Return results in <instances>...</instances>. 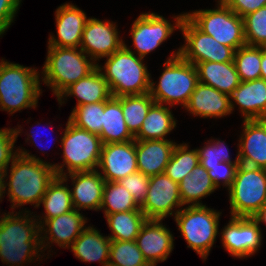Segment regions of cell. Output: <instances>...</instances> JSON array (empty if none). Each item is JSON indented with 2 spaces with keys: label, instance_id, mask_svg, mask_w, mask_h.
Listing matches in <instances>:
<instances>
[{
  "label": "cell",
  "instance_id": "6da1fadb",
  "mask_svg": "<svg viewBox=\"0 0 266 266\" xmlns=\"http://www.w3.org/2000/svg\"><path fill=\"white\" fill-rule=\"evenodd\" d=\"M22 146H17L18 154L4 171V195L10 202V211L26 212L31 211L26 205L30 204L35 210L38 208L57 175L54 161L38 157Z\"/></svg>",
  "mask_w": 266,
  "mask_h": 266
},
{
  "label": "cell",
  "instance_id": "7a4b0ae2",
  "mask_svg": "<svg viewBox=\"0 0 266 266\" xmlns=\"http://www.w3.org/2000/svg\"><path fill=\"white\" fill-rule=\"evenodd\" d=\"M48 259L41 245L40 225L32 211H7L0 227L2 266H36ZM39 261V262H38Z\"/></svg>",
  "mask_w": 266,
  "mask_h": 266
},
{
  "label": "cell",
  "instance_id": "3957f363",
  "mask_svg": "<svg viewBox=\"0 0 266 266\" xmlns=\"http://www.w3.org/2000/svg\"><path fill=\"white\" fill-rule=\"evenodd\" d=\"M40 70L33 66L0 59V111L9 116L36 109L43 91Z\"/></svg>",
  "mask_w": 266,
  "mask_h": 266
},
{
  "label": "cell",
  "instance_id": "277c9868",
  "mask_svg": "<svg viewBox=\"0 0 266 266\" xmlns=\"http://www.w3.org/2000/svg\"><path fill=\"white\" fill-rule=\"evenodd\" d=\"M98 62L97 68L109 85L112 96L121 97L150 92L151 74L148 63L122 46Z\"/></svg>",
  "mask_w": 266,
  "mask_h": 266
},
{
  "label": "cell",
  "instance_id": "5b68a950",
  "mask_svg": "<svg viewBox=\"0 0 266 266\" xmlns=\"http://www.w3.org/2000/svg\"><path fill=\"white\" fill-rule=\"evenodd\" d=\"M175 49L162 63L157 81L151 75L149 93L155 103L184 109L199 83L198 72L194 64L179 56V48Z\"/></svg>",
  "mask_w": 266,
  "mask_h": 266
},
{
  "label": "cell",
  "instance_id": "8992f818",
  "mask_svg": "<svg viewBox=\"0 0 266 266\" xmlns=\"http://www.w3.org/2000/svg\"><path fill=\"white\" fill-rule=\"evenodd\" d=\"M65 124V128L62 123L58 125L57 129L63 131L54 140L60 143L59 151L62 152L57 153L62 154L61 162H53L56 175L61 177L72 172L96 170L103 146L100 136L76 127L68 119Z\"/></svg>",
  "mask_w": 266,
  "mask_h": 266
},
{
  "label": "cell",
  "instance_id": "52a82bcc",
  "mask_svg": "<svg viewBox=\"0 0 266 266\" xmlns=\"http://www.w3.org/2000/svg\"><path fill=\"white\" fill-rule=\"evenodd\" d=\"M47 55L40 68L41 84L56 99L72 84L86 77L97 64L80 48L47 46Z\"/></svg>",
  "mask_w": 266,
  "mask_h": 266
},
{
  "label": "cell",
  "instance_id": "ba28073f",
  "mask_svg": "<svg viewBox=\"0 0 266 266\" xmlns=\"http://www.w3.org/2000/svg\"><path fill=\"white\" fill-rule=\"evenodd\" d=\"M223 211L208 205L184 206L174 217L180 236L202 259L207 261L219 237Z\"/></svg>",
  "mask_w": 266,
  "mask_h": 266
},
{
  "label": "cell",
  "instance_id": "9c48e42d",
  "mask_svg": "<svg viewBox=\"0 0 266 266\" xmlns=\"http://www.w3.org/2000/svg\"><path fill=\"white\" fill-rule=\"evenodd\" d=\"M167 18L157 12H142L133 20L128 36L131 44L123 39V46L138 57L147 59L148 55L155 53L161 45L167 42L175 31H180V25L185 12L176 13ZM172 18V19H171ZM132 46V47H131Z\"/></svg>",
  "mask_w": 266,
  "mask_h": 266
},
{
  "label": "cell",
  "instance_id": "30bf717a",
  "mask_svg": "<svg viewBox=\"0 0 266 266\" xmlns=\"http://www.w3.org/2000/svg\"><path fill=\"white\" fill-rule=\"evenodd\" d=\"M214 8L194 9L185 16L202 32L234 51L246 45L243 18L234 13L222 0H214Z\"/></svg>",
  "mask_w": 266,
  "mask_h": 266
},
{
  "label": "cell",
  "instance_id": "8fae6325",
  "mask_svg": "<svg viewBox=\"0 0 266 266\" xmlns=\"http://www.w3.org/2000/svg\"><path fill=\"white\" fill-rule=\"evenodd\" d=\"M226 193L229 216L252 218L266 204V169L240 163Z\"/></svg>",
  "mask_w": 266,
  "mask_h": 266
},
{
  "label": "cell",
  "instance_id": "7c38bea8",
  "mask_svg": "<svg viewBox=\"0 0 266 266\" xmlns=\"http://www.w3.org/2000/svg\"><path fill=\"white\" fill-rule=\"evenodd\" d=\"M184 43L179 46V56L194 65L199 62H234V50L220 44L212 36L199 30L186 16L180 25Z\"/></svg>",
  "mask_w": 266,
  "mask_h": 266
},
{
  "label": "cell",
  "instance_id": "4fadbf2b",
  "mask_svg": "<svg viewBox=\"0 0 266 266\" xmlns=\"http://www.w3.org/2000/svg\"><path fill=\"white\" fill-rule=\"evenodd\" d=\"M219 229L222 248L234 259H248L259 253L265 236L258 223L251 217H231Z\"/></svg>",
  "mask_w": 266,
  "mask_h": 266
},
{
  "label": "cell",
  "instance_id": "5bb4252c",
  "mask_svg": "<svg viewBox=\"0 0 266 266\" xmlns=\"http://www.w3.org/2000/svg\"><path fill=\"white\" fill-rule=\"evenodd\" d=\"M90 219L83 212L73 209L55 218L47 219L40 226L42 250L49 259L59 249H69L81 232L89 225ZM56 246V247H53ZM53 248V250H52ZM46 251V253H45Z\"/></svg>",
  "mask_w": 266,
  "mask_h": 266
},
{
  "label": "cell",
  "instance_id": "9a60e30c",
  "mask_svg": "<svg viewBox=\"0 0 266 266\" xmlns=\"http://www.w3.org/2000/svg\"><path fill=\"white\" fill-rule=\"evenodd\" d=\"M183 207L178 183L165 173L150 177L148 193L140 207L147 220L173 219Z\"/></svg>",
  "mask_w": 266,
  "mask_h": 266
},
{
  "label": "cell",
  "instance_id": "2e32d148",
  "mask_svg": "<svg viewBox=\"0 0 266 266\" xmlns=\"http://www.w3.org/2000/svg\"><path fill=\"white\" fill-rule=\"evenodd\" d=\"M117 23L110 19L102 20L94 16H90L87 20L82 33L80 49L96 64L123 46L125 35L122 36Z\"/></svg>",
  "mask_w": 266,
  "mask_h": 266
},
{
  "label": "cell",
  "instance_id": "e0dca14e",
  "mask_svg": "<svg viewBox=\"0 0 266 266\" xmlns=\"http://www.w3.org/2000/svg\"><path fill=\"white\" fill-rule=\"evenodd\" d=\"M56 34L50 32L47 46L80 48L82 33L89 17L71 2H64L55 11Z\"/></svg>",
  "mask_w": 266,
  "mask_h": 266
},
{
  "label": "cell",
  "instance_id": "ac0fdd59",
  "mask_svg": "<svg viewBox=\"0 0 266 266\" xmlns=\"http://www.w3.org/2000/svg\"><path fill=\"white\" fill-rule=\"evenodd\" d=\"M164 220H146L136 237L139 250L150 266L165 262L174 250L175 237Z\"/></svg>",
  "mask_w": 266,
  "mask_h": 266
},
{
  "label": "cell",
  "instance_id": "d6986e66",
  "mask_svg": "<svg viewBox=\"0 0 266 266\" xmlns=\"http://www.w3.org/2000/svg\"><path fill=\"white\" fill-rule=\"evenodd\" d=\"M61 177L68 185L71 184L69 188L74 209L100 212L106 181L97 169L72 172Z\"/></svg>",
  "mask_w": 266,
  "mask_h": 266
},
{
  "label": "cell",
  "instance_id": "ffe728a7",
  "mask_svg": "<svg viewBox=\"0 0 266 266\" xmlns=\"http://www.w3.org/2000/svg\"><path fill=\"white\" fill-rule=\"evenodd\" d=\"M97 170L109 182L138 172L136 140L103 144Z\"/></svg>",
  "mask_w": 266,
  "mask_h": 266
},
{
  "label": "cell",
  "instance_id": "44dd1931",
  "mask_svg": "<svg viewBox=\"0 0 266 266\" xmlns=\"http://www.w3.org/2000/svg\"><path fill=\"white\" fill-rule=\"evenodd\" d=\"M186 110V111H185ZM199 119H224L231 116L230 95L202 83H198L182 112Z\"/></svg>",
  "mask_w": 266,
  "mask_h": 266
},
{
  "label": "cell",
  "instance_id": "7402d4cb",
  "mask_svg": "<svg viewBox=\"0 0 266 266\" xmlns=\"http://www.w3.org/2000/svg\"><path fill=\"white\" fill-rule=\"evenodd\" d=\"M238 156L241 164L266 169V119L242 120Z\"/></svg>",
  "mask_w": 266,
  "mask_h": 266
},
{
  "label": "cell",
  "instance_id": "603a6c76",
  "mask_svg": "<svg viewBox=\"0 0 266 266\" xmlns=\"http://www.w3.org/2000/svg\"><path fill=\"white\" fill-rule=\"evenodd\" d=\"M232 113L238 110L243 120L266 119V80L244 81L230 95Z\"/></svg>",
  "mask_w": 266,
  "mask_h": 266
},
{
  "label": "cell",
  "instance_id": "cb8c5ba5",
  "mask_svg": "<svg viewBox=\"0 0 266 266\" xmlns=\"http://www.w3.org/2000/svg\"><path fill=\"white\" fill-rule=\"evenodd\" d=\"M176 144L175 139L136 140L138 172L148 177L164 173Z\"/></svg>",
  "mask_w": 266,
  "mask_h": 266
},
{
  "label": "cell",
  "instance_id": "d4e9b609",
  "mask_svg": "<svg viewBox=\"0 0 266 266\" xmlns=\"http://www.w3.org/2000/svg\"><path fill=\"white\" fill-rule=\"evenodd\" d=\"M112 96L109 85L96 67L86 77L68 87L58 98L59 110L67 101L76 97V106L98 103L108 100Z\"/></svg>",
  "mask_w": 266,
  "mask_h": 266
},
{
  "label": "cell",
  "instance_id": "484cf974",
  "mask_svg": "<svg viewBox=\"0 0 266 266\" xmlns=\"http://www.w3.org/2000/svg\"><path fill=\"white\" fill-rule=\"evenodd\" d=\"M110 244L111 239L107 234L101 233L95 225L89 224L68 250L81 262H97L101 266H108Z\"/></svg>",
  "mask_w": 266,
  "mask_h": 266
},
{
  "label": "cell",
  "instance_id": "4316f807",
  "mask_svg": "<svg viewBox=\"0 0 266 266\" xmlns=\"http://www.w3.org/2000/svg\"><path fill=\"white\" fill-rule=\"evenodd\" d=\"M199 83L231 95L241 83L234 62H199L196 65Z\"/></svg>",
  "mask_w": 266,
  "mask_h": 266
},
{
  "label": "cell",
  "instance_id": "83f0119b",
  "mask_svg": "<svg viewBox=\"0 0 266 266\" xmlns=\"http://www.w3.org/2000/svg\"><path fill=\"white\" fill-rule=\"evenodd\" d=\"M177 123L172 107L154 103L134 138L135 140L171 139L168 136L178 127Z\"/></svg>",
  "mask_w": 266,
  "mask_h": 266
},
{
  "label": "cell",
  "instance_id": "f1b7e54d",
  "mask_svg": "<svg viewBox=\"0 0 266 266\" xmlns=\"http://www.w3.org/2000/svg\"><path fill=\"white\" fill-rule=\"evenodd\" d=\"M44 207V212L34 211L36 220L41 226L47 219L55 218L59 215L72 211L73 205L71 192L67 182L59 176L49 184L37 209Z\"/></svg>",
  "mask_w": 266,
  "mask_h": 266
},
{
  "label": "cell",
  "instance_id": "f546056e",
  "mask_svg": "<svg viewBox=\"0 0 266 266\" xmlns=\"http://www.w3.org/2000/svg\"><path fill=\"white\" fill-rule=\"evenodd\" d=\"M217 190L207 170L200 164L179 183V194L183 206L206 205L202 200Z\"/></svg>",
  "mask_w": 266,
  "mask_h": 266
},
{
  "label": "cell",
  "instance_id": "4dcf8cb0",
  "mask_svg": "<svg viewBox=\"0 0 266 266\" xmlns=\"http://www.w3.org/2000/svg\"><path fill=\"white\" fill-rule=\"evenodd\" d=\"M102 143H122L135 140L124 121L121 102L111 96L105 101L102 131L99 134Z\"/></svg>",
  "mask_w": 266,
  "mask_h": 266
},
{
  "label": "cell",
  "instance_id": "1f68e13d",
  "mask_svg": "<svg viewBox=\"0 0 266 266\" xmlns=\"http://www.w3.org/2000/svg\"><path fill=\"white\" fill-rule=\"evenodd\" d=\"M108 234L111 240L135 241L141 226L146 222L145 214L141 210L104 214Z\"/></svg>",
  "mask_w": 266,
  "mask_h": 266
},
{
  "label": "cell",
  "instance_id": "d6a6232c",
  "mask_svg": "<svg viewBox=\"0 0 266 266\" xmlns=\"http://www.w3.org/2000/svg\"><path fill=\"white\" fill-rule=\"evenodd\" d=\"M121 102L124 121L135 136L144 122L150 107L155 103L150 93L117 97Z\"/></svg>",
  "mask_w": 266,
  "mask_h": 266
},
{
  "label": "cell",
  "instance_id": "836d02e7",
  "mask_svg": "<svg viewBox=\"0 0 266 266\" xmlns=\"http://www.w3.org/2000/svg\"><path fill=\"white\" fill-rule=\"evenodd\" d=\"M199 164L197 149H192L190 142H178L164 173L179 184Z\"/></svg>",
  "mask_w": 266,
  "mask_h": 266
},
{
  "label": "cell",
  "instance_id": "e575fe53",
  "mask_svg": "<svg viewBox=\"0 0 266 266\" xmlns=\"http://www.w3.org/2000/svg\"><path fill=\"white\" fill-rule=\"evenodd\" d=\"M235 157L233 159L228 143L222 140L220 137L206 138L201 146L196 147L200 165L206 170H210V167H215L221 162L240 163L238 156V143Z\"/></svg>",
  "mask_w": 266,
  "mask_h": 266
},
{
  "label": "cell",
  "instance_id": "d590c367",
  "mask_svg": "<svg viewBox=\"0 0 266 266\" xmlns=\"http://www.w3.org/2000/svg\"><path fill=\"white\" fill-rule=\"evenodd\" d=\"M141 210L133 200L130 192L118 182H105L100 207L102 214Z\"/></svg>",
  "mask_w": 266,
  "mask_h": 266
},
{
  "label": "cell",
  "instance_id": "8d00e7d4",
  "mask_svg": "<svg viewBox=\"0 0 266 266\" xmlns=\"http://www.w3.org/2000/svg\"><path fill=\"white\" fill-rule=\"evenodd\" d=\"M105 101L73 107L68 120L76 127L99 135L102 131Z\"/></svg>",
  "mask_w": 266,
  "mask_h": 266
},
{
  "label": "cell",
  "instance_id": "74e56055",
  "mask_svg": "<svg viewBox=\"0 0 266 266\" xmlns=\"http://www.w3.org/2000/svg\"><path fill=\"white\" fill-rule=\"evenodd\" d=\"M234 64L241 82L260 78L261 47L245 45L234 52Z\"/></svg>",
  "mask_w": 266,
  "mask_h": 266
},
{
  "label": "cell",
  "instance_id": "f35d334b",
  "mask_svg": "<svg viewBox=\"0 0 266 266\" xmlns=\"http://www.w3.org/2000/svg\"><path fill=\"white\" fill-rule=\"evenodd\" d=\"M108 266H150L136 241L111 240Z\"/></svg>",
  "mask_w": 266,
  "mask_h": 266
},
{
  "label": "cell",
  "instance_id": "ab89813d",
  "mask_svg": "<svg viewBox=\"0 0 266 266\" xmlns=\"http://www.w3.org/2000/svg\"><path fill=\"white\" fill-rule=\"evenodd\" d=\"M246 45L266 47V6L243 17Z\"/></svg>",
  "mask_w": 266,
  "mask_h": 266
},
{
  "label": "cell",
  "instance_id": "60d3db41",
  "mask_svg": "<svg viewBox=\"0 0 266 266\" xmlns=\"http://www.w3.org/2000/svg\"><path fill=\"white\" fill-rule=\"evenodd\" d=\"M117 182L130 192L133 196V200L139 207L143 205L148 193L150 177L142 172H136L118 180Z\"/></svg>",
  "mask_w": 266,
  "mask_h": 266
},
{
  "label": "cell",
  "instance_id": "b9f144b4",
  "mask_svg": "<svg viewBox=\"0 0 266 266\" xmlns=\"http://www.w3.org/2000/svg\"><path fill=\"white\" fill-rule=\"evenodd\" d=\"M14 127L0 128V171L4 172L18 154Z\"/></svg>",
  "mask_w": 266,
  "mask_h": 266
},
{
  "label": "cell",
  "instance_id": "7bdbcfd3",
  "mask_svg": "<svg viewBox=\"0 0 266 266\" xmlns=\"http://www.w3.org/2000/svg\"><path fill=\"white\" fill-rule=\"evenodd\" d=\"M239 164L221 162L217 166L210 167V170H207L209 177L217 189L222 187L227 190L232 185Z\"/></svg>",
  "mask_w": 266,
  "mask_h": 266
},
{
  "label": "cell",
  "instance_id": "ee69618b",
  "mask_svg": "<svg viewBox=\"0 0 266 266\" xmlns=\"http://www.w3.org/2000/svg\"><path fill=\"white\" fill-rule=\"evenodd\" d=\"M37 124L35 125V126H33V125H31L30 127V130L28 129V130H26L25 129V132L23 131L24 130V128H23V125L24 124H22V126L21 125H19V122H18V124H17V126H14V130H15V135H16V138H18L19 137V135L21 136L22 135V133H24L25 135L24 136H26L25 137V143H26V145H29V146H34L36 149H38L40 152H39V154L40 153H42L43 154V156L45 155V154H47V152L48 151H46V149H47V147H48V149L50 148L49 147V144H48V146H47V144H46V146H43V144L44 143H42L43 141H42V139L40 138L39 139V137H41L40 135V133L41 132H39L40 131V127L42 126L41 125V123H43V122H39V121H35ZM52 122L53 121H50V122H48V124L46 123L44 126H46L45 128H44V126H43V129H48L47 127H51L50 129H51V132L54 130V126H51L52 125ZM50 124V125H49ZM41 125V126H40ZM39 127V128H37V127ZM37 129H36V128ZM34 128V129H33ZM41 129H42V127H41ZM28 131V132H27ZM50 131V130H49ZM46 134V133H45ZM51 134H53V133H51ZM46 136V135H45ZM51 136V135H50ZM38 137V138H37ZM52 138V137H51ZM50 138V139H51ZM45 139L47 140H45L47 143L48 142H50L49 141V139H47V137H45ZM44 140V139H43ZM52 140H54V139H52ZM53 142V141H52ZM31 144V145H30ZM38 147V148H37ZM44 148V149H43ZM47 149V150H48ZM49 151H50V149H49Z\"/></svg>",
  "mask_w": 266,
  "mask_h": 266
},
{
  "label": "cell",
  "instance_id": "f6af8a7d",
  "mask_svg": "<svg viewBox=\"0 0 266 266\" xmlns=\"http://www.w3.org/2000/svg\"><path fill=\"white\" fill-rule=\"evenodd\" d=\"M23 0H0V39L15 23Z\"/></svg>",
  "mask_w": 266,
  "mask_h": 266
},
{
  "label": "cell",
  "instance_id": "bcb514c9",
  "mask_svg": "<svg viewBox=\"0 0 266 266\" xmlns=\"http://www.w3.org/2000/svg\"><path fill=\"white\" fill-rule=\"evenodd\" d=\"M222 1L241 18L266 6V0H222Z\"/></svg>",
  "mask_w": 266,
  "mask_h": 266
},
{
  "label": "cell",
  "instance_id": "7dc6e473",
  "mask_svg": "<svg viewBox=\"0 0 266 266\" xmlns=\"http://www.w3.org/2000/svg\"><path fill=\"white\" fill-rule=\"evenodd\" d=\"M252 218L260 227L262 224L266 227V204Z\"/></svg>",
  "mask_w": 266,
  "mask_h": 266
},
{
  "label": "cell",
  "instance_id": "c3c4849f",
  "mask_svg": "<svg viewBox=\"0 0 266 266\" xmlns=\"http://www.w3.org/2000/svg\"><path fill=\"white\" fill-rule=\"evenodd\" d=\"M260 78L266 80V47H261V73Z\"/></svg>",
  "mask_w": 266,
  "mask_h": 266
},
{
  "label": "cell",
  "instance_id": "681fc988",
  "mask_svg": "<svg viewBox=\"0 0 266 266\" xmlns=\"http://www.w3.org/2000/svg\"><path fill=\"white\" fill-rule=\"evenodd\" d=\"M4 198V172L0 171V204L2 203Z\"/></svg>",
  "mask_w": 266,
  "mask_h": 266
},
{
  "label": "cell",
  "instance_id": "f907efd6",
  "mask_svg": "<svg viewBox=\"0 0 266 266\" xmlns=\"http://www.w3.org/2000/svg\"><path fill=\"white\" fill-rule=\"evenodd\" d=\"M6 210H4V212H2V210L0 209V227H1V223H2V220H3V216L6 214Z\"/></svg>",
  "mask_w": 266,
  "mask_h": 266
}]
</instances>
